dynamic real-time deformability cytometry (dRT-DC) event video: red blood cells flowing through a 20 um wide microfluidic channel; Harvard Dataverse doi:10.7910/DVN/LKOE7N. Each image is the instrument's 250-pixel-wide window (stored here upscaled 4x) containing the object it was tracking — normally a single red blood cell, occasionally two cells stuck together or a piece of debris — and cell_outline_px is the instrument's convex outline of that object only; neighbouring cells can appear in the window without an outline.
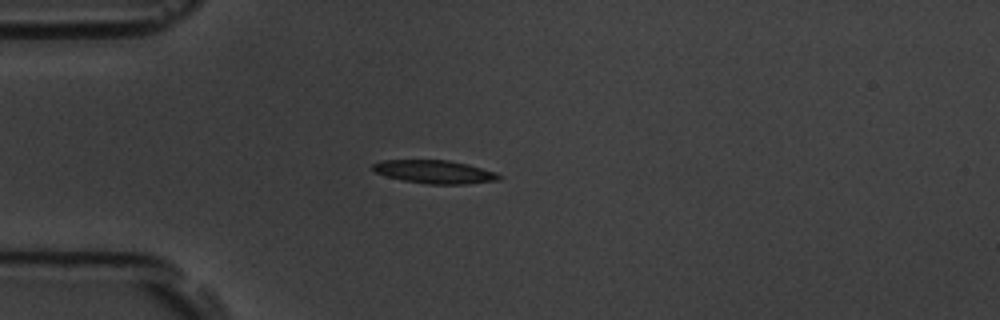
{"species": "common noctule bat (a hibernating species)", "species_latin": "Nyctalus noctula", "temperature_condition": "room temperature", "stored_images_in_passage": 1, "camera_frame_rate_fps": 3000, "um_per_image_px": 0.085, "animal": {"sex": "male", "body_mass_g": 19.5, "forearm_length_mm": 54.6}, "frame": {"image": 1, "passage_image": 1, "time_ms": 0.0, "image_size_px": [1000, 320], "cell_outline_px": [[504, 176], [500, 180], [468, 184], [428, 184], [400, 180], [376, 172], [372, 168], [372, 164], [380, 160], [448, 160], [468, 164], [496, 172]], "centroid_in_image_um": [36.98, 14.61], "position_along_channel_um": 48.0, "area_um2": 17.22}}